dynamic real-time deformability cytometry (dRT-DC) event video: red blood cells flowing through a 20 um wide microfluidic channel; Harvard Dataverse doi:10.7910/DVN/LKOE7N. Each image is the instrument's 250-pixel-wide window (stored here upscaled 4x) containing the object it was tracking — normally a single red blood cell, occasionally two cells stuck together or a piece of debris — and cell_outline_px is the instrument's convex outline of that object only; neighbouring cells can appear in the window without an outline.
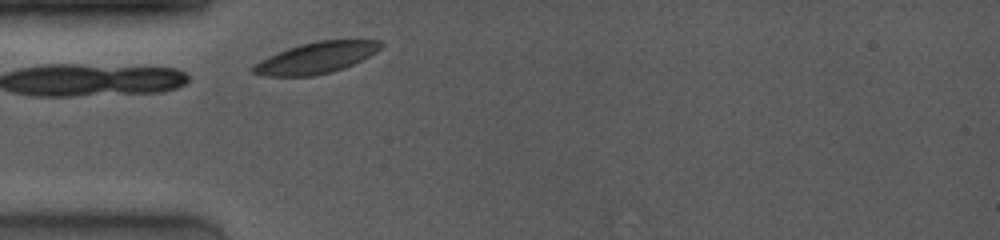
{"species": "common noctule bat (a hibernating species)", "species_latin": "Nyctalus noctula", "temperature_condition": "room temperature", "stored_images_in_passage": 11, "camera_frame_rate_fps": 4000, "um_per_image_px": 0.085, "animal": {"sex": "female", "body_mass_g": 19.0, "forearm_length_mm": 53.3}, "frame": {"image": 1, "passage_image": 1, "time_ms": 0.0, "image_size_px": [1000, 240], "cell_outline_px": [[384, 44], [376, 52], [344, 68], [332, 72], [312, 76], [264, 76], [252, 72], [252, 68], [256, 64], [268, 56], [288, 48], [300, 44], [316, 40], [380, 40]], "centroid_in_image_um": [26.89, 4.91], "position_along_channel_um": 58.1, "area_um2": 23.0}}